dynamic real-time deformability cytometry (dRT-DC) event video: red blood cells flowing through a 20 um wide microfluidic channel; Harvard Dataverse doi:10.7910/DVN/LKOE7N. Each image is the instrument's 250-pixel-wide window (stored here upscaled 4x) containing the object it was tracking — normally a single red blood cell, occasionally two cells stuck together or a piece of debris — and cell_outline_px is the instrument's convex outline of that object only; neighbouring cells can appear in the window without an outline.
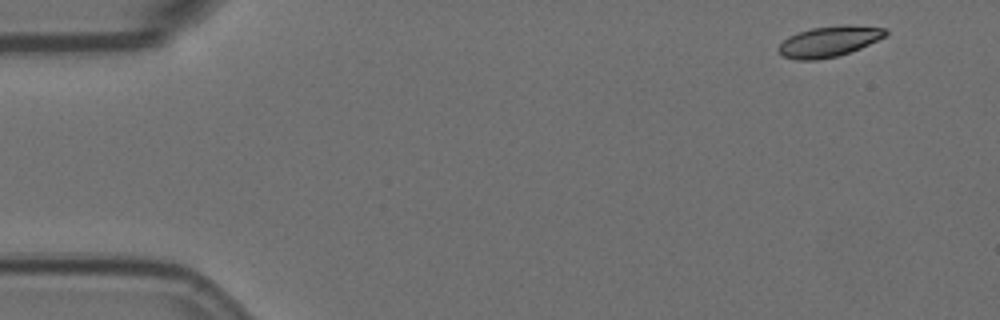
{"species": "Egyptian fruit bat (a non-hibernating species)", "species_latin": "Rousettus aegyptiacus", "temperature_condition": "room temperature", "stored_images_in_passage": 8, "camera_frame_rate_fps": 3000, "um_per_image_px": 0.085, "animal": {"sex": "female"}, "frame": {"image": 1, "passage_image": 1, "time_ms": 0.0, "image_size_px": [1000, 320], "cell_outline_px": [[888, 36], [860, 48], [836, 56], [816, 60], [796, 60], [780, 56], [776, 52], [776, 48], [788, 36], [812, 28], [848, 24], [888, 28]], "centroid_in_image_um": [70.47, 3.52], "position_along_channel_um": 14.5, "area_um2": 19.36}}
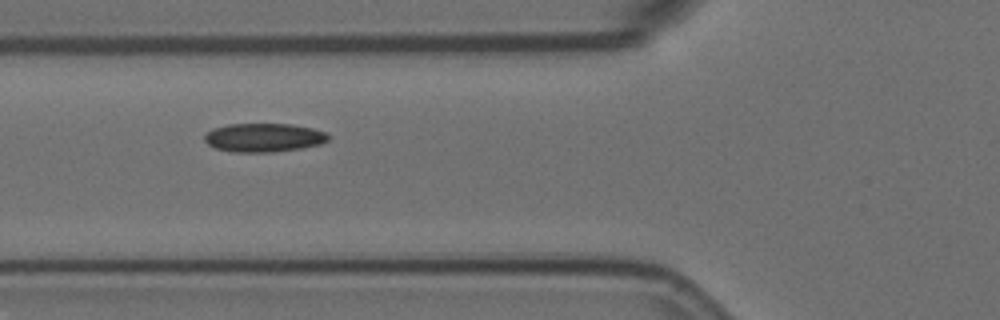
{"frame": {"image": 2, "passage_image": 6, "time_ms": 1.667, "image_size_px": [1000, 320], "cell_outline_px": [[328, 140], [320, 144], [304, 148], [272, 152], [232, 152], [216, 148], [208, 144], [204, 140], [204, 136], [212, 128], [228, 124], [292, 124], [312, 128], [324, 132], [328, 136]], "centroid_in_image_um": [22.4, 11.69], "position_along_channel_um": 103.4, "area_um2": 20.69}}
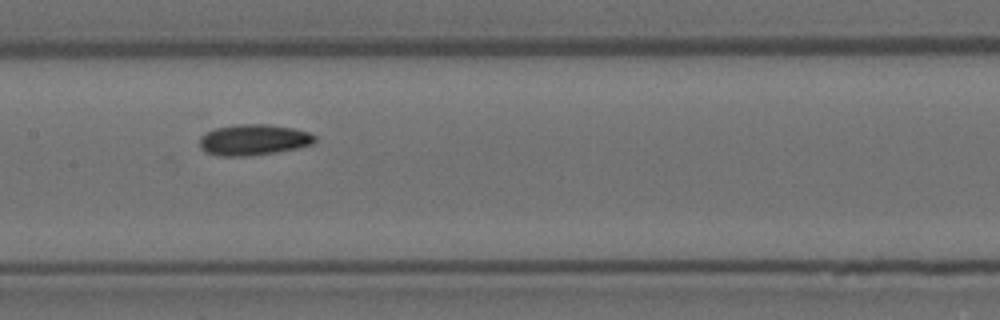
{"frame": {"image": 3, "passage_image": 8, "time_ms": 2.333, "image_size_px": [1000, 320], "cell_outline_px": [[316, 140], [312, 144], [296, 148], [276, 152], [248, 156], [220, 156], [208, 152], [200, 148], [200, 136], [216, 128], [236, 124], [268, 124], [292, 128], [308, 132], [316, 136]], "centroid_in_image_um": [21.56, 11.88], "position_along_channel_um": 185.8, "area_um2": 20.63}}